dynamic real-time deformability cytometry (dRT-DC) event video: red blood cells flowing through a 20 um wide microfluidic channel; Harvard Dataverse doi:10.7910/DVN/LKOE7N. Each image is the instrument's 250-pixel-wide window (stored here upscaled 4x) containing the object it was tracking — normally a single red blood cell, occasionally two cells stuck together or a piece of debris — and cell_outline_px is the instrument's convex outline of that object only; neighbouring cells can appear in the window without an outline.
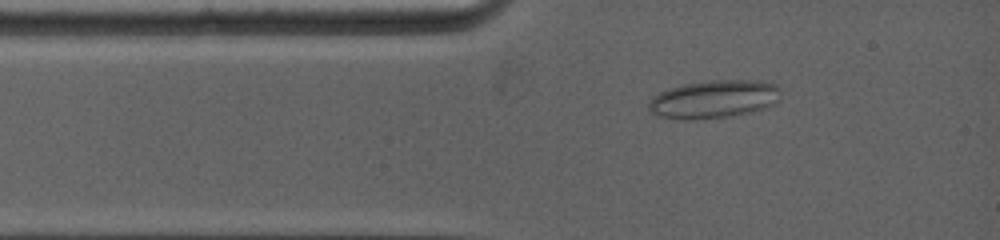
{"species": "common noctule bat (a hibernating species)", "species_latin": "Nyctalus noctula", "temperature_condition": "warm", "stored_images_in_passage": 39, "camera_frame_rate_fps": 5000, "um_per_image_px": 0.085, "animal": {"sex": "female", "body_mass_g": 19.0, "forearm_length_mm": 53.3}, "frame": {"image": 1, "passage_image": 4, "time_ms": 1.0, "image_size_px": [1000, 240], "cell_outline_px": [[780, 100], [776, 104], [752, 112], [732, 116], [692, 120], [684, 120], [656, 116], [648, 108], [648, 104], [652, 96], [660, 92], [684, 84], [712, 80], [756, 80], [776, 84], [780, 88]], "centroid_in_image_um": [60.71, 8.44], "position_along_channel_um": 24.3, "area_um2": 29.59}}
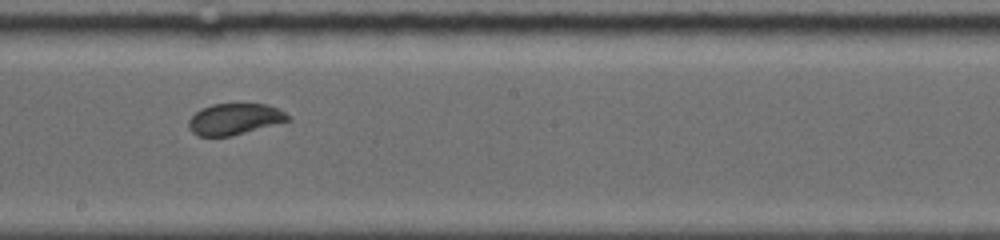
{"frame": {"image": 2, "passage_image": 20, "time_ms": 6.4, "image_size_px": [1000, 240], "cell_outline_px": [[288, 120], [244, 132], [228, 136], [200, 136], [192, 132], [188, 124], [188, 120], [200, 108], [212, 104], [268, 104], [284, 112], [288, 116]], "centroid_in_image_um": [19.87, 10.1], "position_along_channel_um": 228.3, "area_um2": 17.57}}
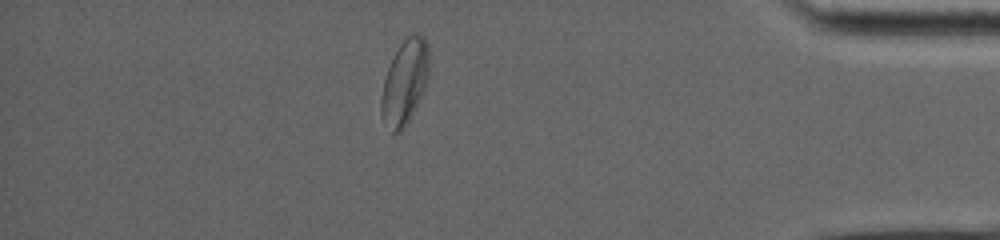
{"frame": {"image": 3, "passage_image": 35, "time_ms": 11.8, "image_size_px": [1000, 240], "cell_outline_px": [[428, 80], [416, 104], [400, 132], [392, 132], [380, 112], [380, 104], [384, 80], [388, 68], [400, 44], [412, 32], [416, 32], [424, 36], [428, 44]], "centroid_in_image_um": [34.41, 6.9], "position_along_channel_um": 400.8, "area_um2": 22.83}, "authors_computed_cell_mechanics": {"area_um2": 19.5364, "velocity_mm_per_s": 3.9832, "shape_relaxation_time_tau1_ms": null, "shape_relaxation_time_tau2_ms": 0.697, "deformation_change_tau1": null, "deformation_change_tau2": 0.0472}}